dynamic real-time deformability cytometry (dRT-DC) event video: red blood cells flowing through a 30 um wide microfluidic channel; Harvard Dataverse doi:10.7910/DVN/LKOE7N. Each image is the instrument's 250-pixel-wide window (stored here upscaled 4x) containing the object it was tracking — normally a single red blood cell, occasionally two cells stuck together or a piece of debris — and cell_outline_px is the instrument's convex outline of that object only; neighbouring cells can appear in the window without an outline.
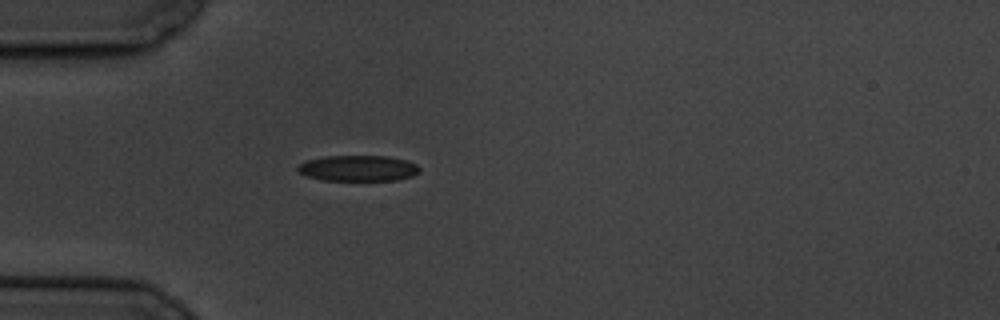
{"species": "common noctule bat (a hibernating species)", "species_latin": "Nyctalus noctula", "temperature_condition": "cold", "stored_images_in_passage": 3, "camera_frame_rate_fps": 3000, "um_per_image_px": 0.085, "animal": {"sex": "male", "body_mass_g": 19.5, "forearm_length_mm": 54.6}, "frame": {"image": 1, "passage_image": 3, "time_ms": 2.667, "image_size_px": [1000, 320], "cell_outline_px": [[420, 172], [412, 176], [396, 180], [320, 180], [308, 176], [300, 172], [296, 168], [304, 160], [324, 156], [388, 156], [408, 160], [416, 164], [420, 168]], "centroid_in_image_um": [30.45, 14.29], "position_along_channel_um": 54.5, "area_um2": 18.44}}